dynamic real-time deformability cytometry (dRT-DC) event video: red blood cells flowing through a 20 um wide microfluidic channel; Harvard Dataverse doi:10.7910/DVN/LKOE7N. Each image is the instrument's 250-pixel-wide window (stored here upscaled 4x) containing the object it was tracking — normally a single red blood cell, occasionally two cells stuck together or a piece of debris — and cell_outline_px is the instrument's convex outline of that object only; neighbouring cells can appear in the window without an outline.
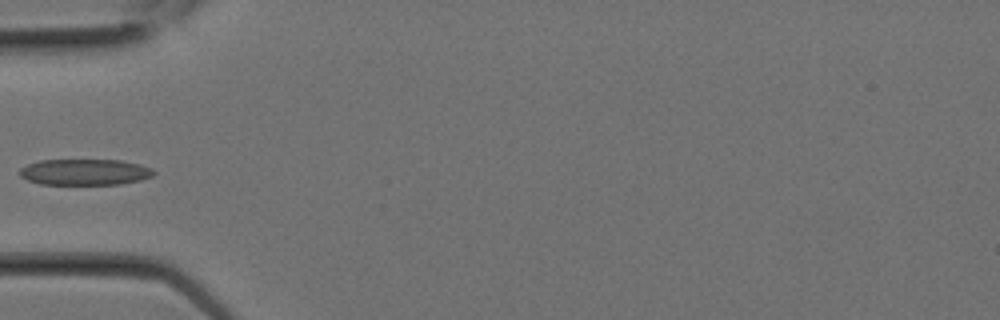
{"species": "Egyptian fruit bat (a non-hibernating species)", "species_latin": "Rousettus aegyptiacus", "temperature_condition": "room temperature", "stored_images_in_passage": 3, "camera_frame_rate_fps": 3000, "um_per_image_px": 0.085, "animal": {"sex": "female"}, "frame": {"image": 1, "passage_image": 3, "time_ms": 0.667, "image_size_px": [1000, 320], "cell_outline_px": [[156, 172], [152, 176], [140, 180], [120, 184], [40, 184], [28, 180], [20, 176], [20, 168], [28, 164], [40, 160], [120, 160], [140, 164], [152, 168]], "centroid_in_image_um": [7.22, 14.62], "position_along_channel_um": 77.8, "area_um2": 20.35}}